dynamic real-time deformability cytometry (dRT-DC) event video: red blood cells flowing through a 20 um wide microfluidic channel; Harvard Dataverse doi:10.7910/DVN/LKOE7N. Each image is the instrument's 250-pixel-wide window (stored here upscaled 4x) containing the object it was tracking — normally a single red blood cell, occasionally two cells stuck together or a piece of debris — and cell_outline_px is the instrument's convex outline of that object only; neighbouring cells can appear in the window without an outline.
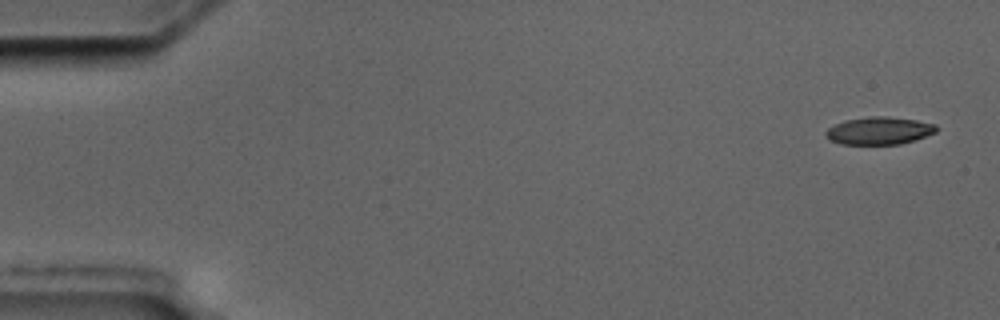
{"species": "common noctule bat (a hibernating species)", "species_latin": "Nyctalus noctula", "temperature_condition": "cold", "stored_images_in_passage": 5, "camera_frame_rate_fps": 3000, "um_per_image_px": 0.085, "animal": {"sex": "male", "body_mass_g": 17.5, "forearm_length_mm": 52.3}, "frame": {"image": 1, "passage_image": 1, "time_ms": 0.0, "image_size_px": [1000, 320], "cell_outline_px": [[940, 128], [936, 132], [916, 140], [900, 144], [840, 144], [828, 140], [824, 136], [824, 132], [828, 128], [844, 120], [872, 116], [888, 116], [916, 120], [936, 124]], "centroid_in_image_um": [74.73, 11.11], "position_along_channel_um": 10.3, "area_um2": 18.03}}
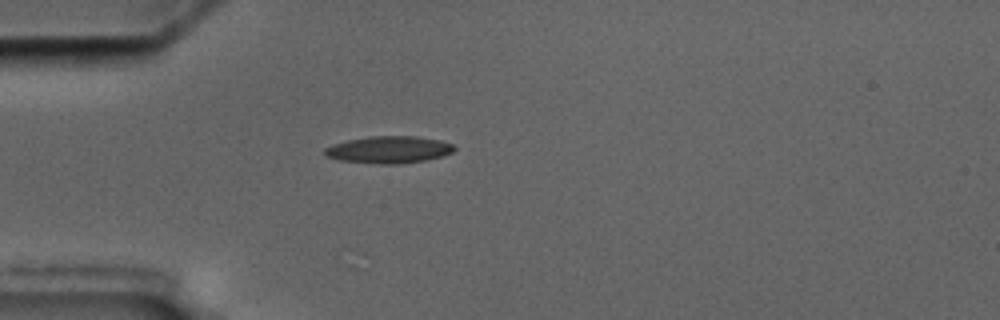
{"frame": {"image": 2, "passage_image": 5, "time_ms": 4.667, "image_size_px": [1000, 320], "cell_outline_px": [[456, 148], [452, 152], [444, 156], [424, 160], [396, 164], [380, 164], [340, 160], [324, 156], [324, 148], [332, 144], [348, 140], [368, 136], [416, 136], [440, 140], [452, 144]], "centroid_in_image_um": [33.03, 12.72], "position_along_channel_um": 52.0, "area_um2": 20.46}}